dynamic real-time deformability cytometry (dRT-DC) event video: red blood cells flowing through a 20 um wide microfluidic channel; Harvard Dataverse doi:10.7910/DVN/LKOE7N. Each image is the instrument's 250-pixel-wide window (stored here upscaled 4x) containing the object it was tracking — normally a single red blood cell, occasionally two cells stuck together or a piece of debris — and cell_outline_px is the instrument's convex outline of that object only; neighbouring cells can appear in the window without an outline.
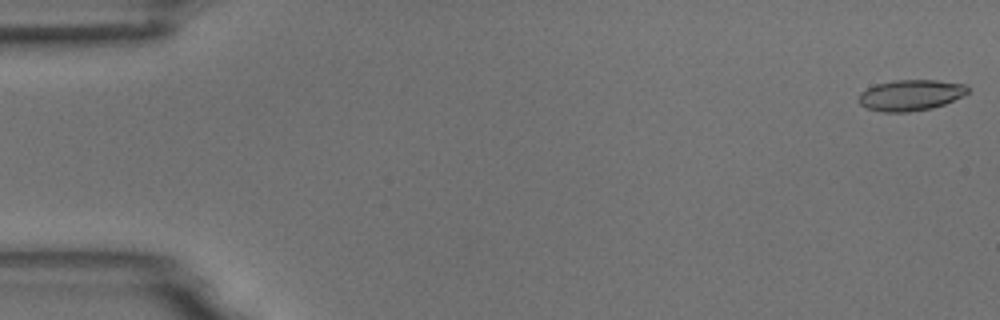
{"species": "common noctule bat (a hibernating species)", "species_latin": "Nyctalus noctula", "temperature_condition": "room temperature", "stored_images_in_passage": 17, "camera_frame_rate_fps": 3000, "um_per_image_px": 0.085, "animal": {"sex": "male", "body_mass_g": 18.8}, "frame": {"image": 1, "passage_image": 1, "time_ms": 0.0, "image_size_px": [1000, 320], "cell_outline_px": [[968, 92], [964, 96], [944, 104], [932, 108], [908, 112], [884, 112], [868, 108], [860, 104], [860, 92], [876, 84], [892, 80], [936, 80], [964, 84], [968, 88]], "centroid_in_image_um": [77.42, 8.08], "position_along_channel_um": 7.6, "area_um2": 19.54}}
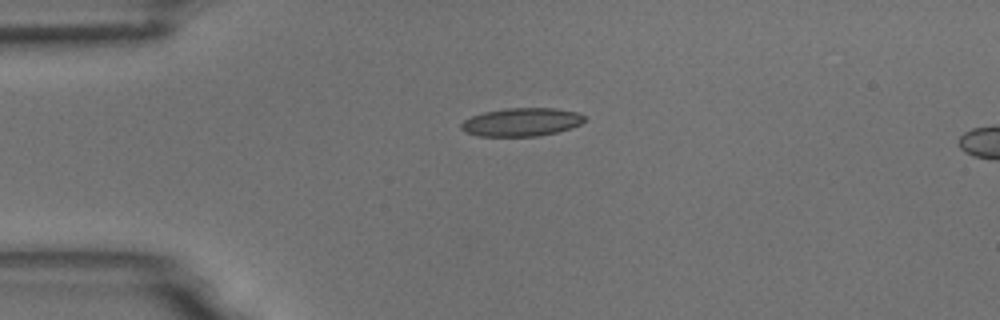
{"frame": {"image": 2, "passage_image": 13, "time_ms": 4.0, "image_size_px": [1000, 320], "cell_outline_px": [[584, 120], [580, 124], [572, 128], [540, 136], [476, 136], [464, 132], [460, 128], [460, 124], [464, 120], [472, 116], [484, 112], [504, 108], [556, 108], [576, 112], [584, 116]], "centroid_in_image_um": [44.29, 10.38], "position_along_channel_um": 40.7, "area_um2": 20.4}}